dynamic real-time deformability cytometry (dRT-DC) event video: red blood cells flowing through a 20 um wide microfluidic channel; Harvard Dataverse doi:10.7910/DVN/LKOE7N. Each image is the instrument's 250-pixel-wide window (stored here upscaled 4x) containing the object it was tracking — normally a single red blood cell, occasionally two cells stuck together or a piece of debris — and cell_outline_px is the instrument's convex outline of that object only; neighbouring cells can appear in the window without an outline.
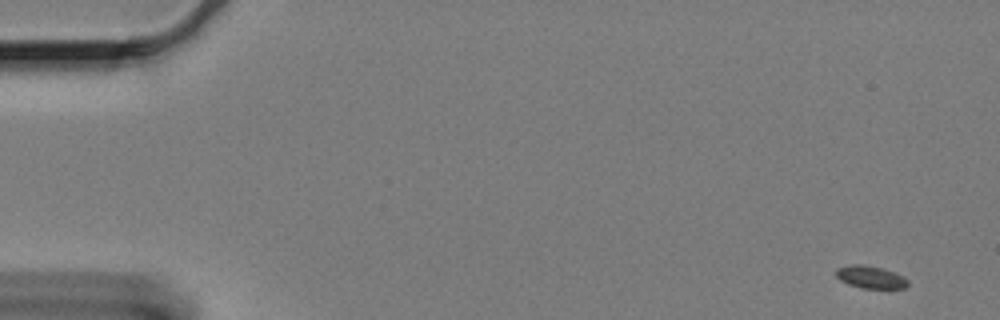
{"species": "Egyptian fruit bat (a non-hibernating species)", "species_latin": "Rousettus aegyptiacus", "temperature_condition": "cold", "stored_images_in_passage": 61, "camera_frame_rate_fps": 3000, "um_per_image_px": 0.085, "animal": {"sex": "female"}, "frame": {"image": 1, "passage_image": 1, "time_ms": 0.0, "image_size_px": [1000, 320], "cell_outline_px": [[908, 284], [904, 288], [888, 292], [860, 288], [848, 284], [840, 280], [836, 276], [836, 268], [852, 264], [864, 264], [884, 268], [896, 272], [904, 276], [908, 280]], "centroid_in_image_um": [74.07, 23.6], "position_along_channel_um": 10.9, "area_um2": 10.23}}
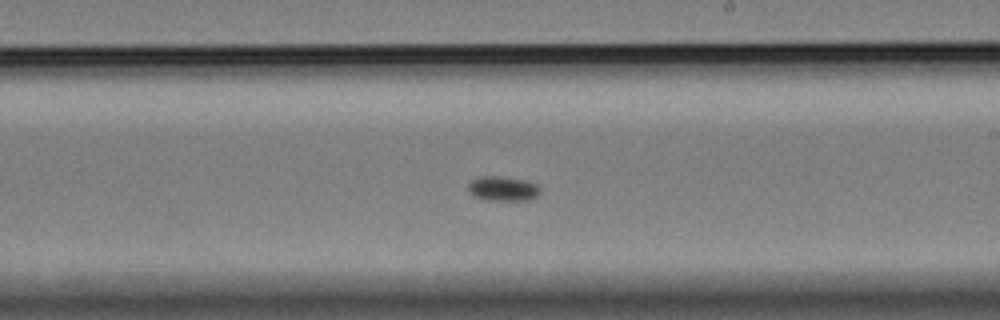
{"frame": {"image": 2, "passage_image": 35, "time_ms": 11.333, "image_size_px": [1000, 320], "cell_outline_px": [[540, 192], [532, 200], [484, 200], [472, 196], [468, 192], [468, 184], [472, 180], [480, 176], [496, 176], [524, 180], [536, 184], [540, 188]], "centroid_in_image_um": [42.71, 16.05], "position_along_channel_um": 246.3, "area_um2": 10.4}}
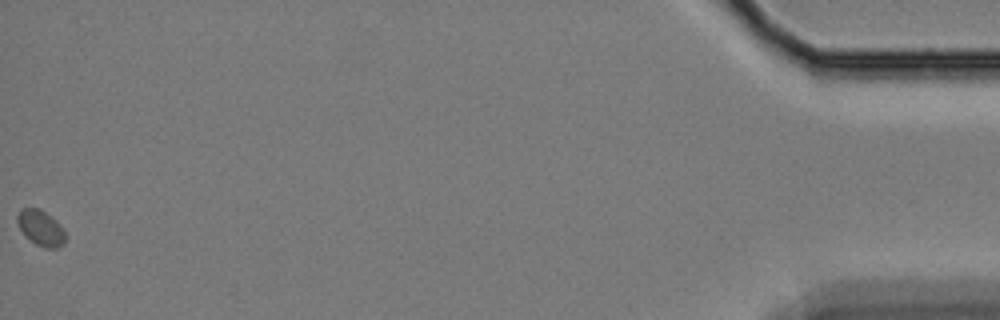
{"frame": {"image": 3, "passage_image": 61, "time_ms": 20.0, "image_size_px": [1000, 320], "cell_outline_px": [[68, 236], [64, 244], [56, 248], [44, 248], [36, 244], [20, 228], [16, 220], [16, 216], [20, 208], [40, 208], [52, 216], [64, 228]], "centroid_in_image_um": [3.53, 19.36], "position_along_channel_um": 431.7, "area_um2": 10.12}}